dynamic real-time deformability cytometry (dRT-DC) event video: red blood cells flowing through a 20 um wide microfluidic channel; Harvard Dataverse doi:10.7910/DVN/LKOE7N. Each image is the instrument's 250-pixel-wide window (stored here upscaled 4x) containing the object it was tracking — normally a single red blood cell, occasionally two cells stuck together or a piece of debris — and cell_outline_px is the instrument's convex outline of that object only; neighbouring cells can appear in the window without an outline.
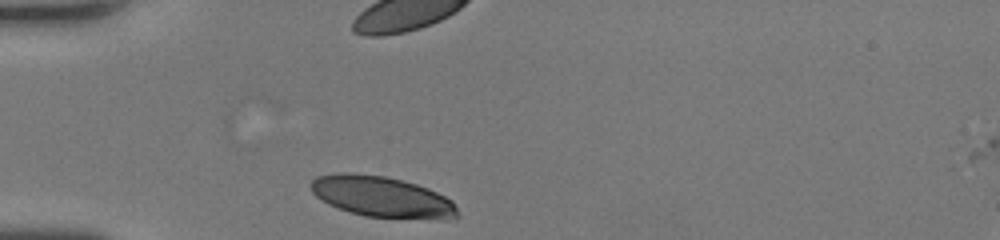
{"species": "human", "species_latin": "Homo sapiens", "temperature_condition": "room temperature", "stored_images_in_passage": 28, "camera_frame_rate_fps": 3000, "um_per_image_px": 0.085, "donor": {"sex": "female"}, "frame": {"image": 1, "passage_image": 1, "time_ms": 0.0, "image_size_px": [1000, 240], "cell_outline_px": [[460, 216], [456, 220], [364, 216], [328, 204], [320, 200], [312, 192], [308, 184], [316, 176], [336, 172], [352, 172], [384, 176], [404, 180], [428, 188], [452, 200]], "centroid_in_image_um": [32.46, 16.72], "position_along_channel_um": 52.5, "area_um2": 35.32}, "authors_computed_cell_mechanics": {"area_um2": 37.3099, "velocity_mm_per_s": 4.1687, "shape_relaxation_time_tau1_ms": 2.0896, "shape_relaxation_time_tau2_ms": null, "deformation_change_tau1": 0.1508, "deformation_change_tau2": null}}